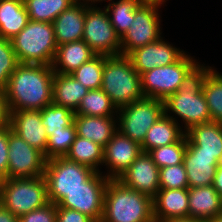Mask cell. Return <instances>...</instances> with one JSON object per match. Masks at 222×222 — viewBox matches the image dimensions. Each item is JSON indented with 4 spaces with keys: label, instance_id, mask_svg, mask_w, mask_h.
<instances>
[{
    "label": "cell",
    "instance_id": "obj_6",
    "mask_svg": "<svg viewBox=\"0 0 222 222\" xmlns=\"http://www.w3.org/2000/svg\"><path fill=\"white\" fill-rule=\"evenodd\" d=\"M2 206L20 218L49 203L44 176L36 178H5L1 183Z\"/></svg>",
    "mask_w": 222,
    "mask_h": 222
},
{
    "label": "cell",
    "instance_id": "obj_29",
    "mask_svg": "<svg viewBox=\"0 0 222 222\" xmlns=\"http://www.w3.org/2000/svg\"><path fill=\"white\" fill-rule=\"evenodd\" d=\"M78 0H23L29 20L53 23Z\"/></svg>",
    "mask_w": 222,
    "mask_h": 222
},
{
    "label": "cell",
    "instance_id": "obj_14",
    "mask_svg": "<svg viewBox=\"0 0 222 222\" xmlns=\"http://www.w3.org/2000/svg\"><path fill=\"white\" fill-rule=\"evenodd\" d=\"M118 180L126 187L150 196L152 199L160 189L159 168L147 152H141Z\"/></svg>",
    "mask_w": 222,
    "mask_h": 222
},
{
    "label": "cell",
    "instance_id": "obj_8",
    "mask_svg": "<svg viewBox=\"0 0 222 222\" xmlns=\"http://www.w3.org/2000/svg\"><path fill=\"white\" fill-rule=\"evenodd\" d=\"M117 111L119 126L117 130L132 141L142 145L147 131L165 113L164 101L144 97L134 101Z\"/></svg>",
    "mask_w": 222,
    "mask_h": 222
},
{
    "label": "cell",
    "instance_id": "obj_47",
    "mask_svg": "<svg viewBox=\"0 0 222 222\" xmlns=\"http://www.w3.org/2000/svg\"><path fill=\"white\" fill-rule=\"evenodd\" d=\"M207 222H222V213Z\"/></svg>",
    "mask_w": 222,
    "mask_h": 222
},
{
    "label": "cell",
    "instance_id": "obj_21",
    "mask_svg": "<svg viewBox=\"0 0 222 222\" xmlns=\"http://www.w3.org/2000/svg\"><path fill=\"white\" fill-rule=\"evenodd\" d=\"M186 148H199V153L215 155L222 163V124L216 121L202 123L184 131Z\"/></svg>",
    "mask_w": 222,
    "mask_h": 222
},
{
    "label": "cell",
    "instance_id": "obj_28",
    "mask_svg": "<svg viewBox=\"0 0 222 222\" xmlns=\"http://www.w3.org/2000/svg\"><path fill=\"white\" fill-rule=\"evenodd\" d=\"M65 157L68 160L87 166L95 172H100L98 165L103 163L104 148L89 139L76 136Z\"/></svg>",
    "mask_w": 222,
    "mask_h": 222
},
{
    "label": "cell",
    "instance_id": "obj_7",
    "mask_svg": "<svg viewBox=\"0 0 222 222\" xmlns=\"http://www.w3.org/2000/svg\"><path fill=\"white\" fill-rule=\"evenodd\" d=\"M94 172L91 168L66 157L47 160L44 177L47 182L49 202L57 205L68 192L82 187Z\"/></svg>",
    "mask_w": 222,
    "mask_h": 222
},
{
    "label": "cell",
    "instance_id": "obj_25",
    "mask_svg": "<svg viewBox=\"0 0 222 222\" xmlns=\"http://www.w3.org/2000/svg\"><path fill=\"white\" fill-rule=\"evenodd\" d=\"M89 89L82 86L71 74L55 73L53 77L52 103L75 112Z\"/></svg>",
    "mask_w": 222,
    "mask_h": 222
},
{
    "label": "cell",
    "instance_id": "obj_48",
    "mask_svg": "<svg viewBox=\"0 0 222 222\" xmlns=\"http://www.w3.org/2000/svg\"><path fill=\"white\" fill-rule=\"evenodd\" d=\"M82 1L87 4L88 1H91V2L95 3V1L97 2V1H102V0H82ZM108 1H112V0H108Z\"/></svg>",
    "mask_w": 222,
    "mask_h": 222
},
{
    "label": "cell",
    "instance_id": "obj_22",
    "mask_svg": "<svg viewBox=\"0 0 222 222\" xmlns=\"http://www.w3.org/2000/svg\"><path fill=\"white\" fill-rule=\"evenodd\" d=\"M188 217L209 221L222 213V196L210 186L188 188Z\"/></svg>",
    "mask_w": 222,
    "mask_h": 222
},
{
    "label": "cell",
    "instance_id": "obj_26",
    "mask_svg": "<svg viewBox=\"0 0 222 222\" xmlns=\"http://www.w3.org/2000/svg\"><path fill=\"white\" fill-rule=\"evenodd\" d=\"M176 119L168 114H163L147 131L145 140L141 145L142 152L170 145L177 142L185 133Z\"/></svg>",
    "mask_w": 222,
    "mask_h": 222
},
{
    "label": "cell",
    "instance_id": "obj_31",
    "mask_svg": "<svg viewBox=\"0 0 222 222\" xmlns=\"http://www.w3.org/2000/svg\"><path fill=\"white\" fill-rule=\"evenodd\" d=\"M139 6L140 4L138 3V0H119L116 3H109L105 8L108 12L111 24L120 38L131 26V23L134 20L135 11Z\"/></svg>",
    "mask_w": 222,
    "mask_h": 222
},
{
    "label": "cell",
    "instance_id": "obj_9",
    "mask_svg": "<svg viewBox=\"0 0 222 222\" xmlns=\"http://www.w3.org/2000/svg\"><path fill=\"white\" fill-rule=\"evenodd\" d=\"M190 55L184 54L177 62L141 74L144 97L165 101L181 87L182 79L195 65Z\"/></svg>",
    "mask_w": 222,
    "mask_h": 222
},
{
    "label": "cell",
    "instance_id": "obj_18",
    "mask_svg": "<svg viewBox=\"0 0 222 222\" xmlns=\"http://www.w3.org/2000/svg\"><path fill=\"white\" fill-rule=\"evenodd\" d=\"M183 163L189 188L213 185L217 167L221 164L215 155L199 153V148H186Z\"/></svg>",
    "mask_w": 222,
    "mask_h": 222
},
{
    "label": "cell",
    "instance_id": "obj_3",
    "mask_svg": "<svg viewBox=\"0 0 222 222\" xmlns=\"http://www.w3.org/2000/svg\"><path fill=\"white\" fill-rule=\"evenodd\" d=\"M100 222H155L153 199L126 187L118 179H109Z\"/></svg>",
    "mask_w": 222,
    "mask_h": 222
},
{
    "label": "cell",
    "instance_id": "obj_35",
    "mask_svg": "<svg viewBox=\"0 0 222 222\" xmlns=\"http://www.w3.org/2000/svg\"><path fill=\"white\" fill-rule=\"evenodd\" d=\"M187 146L184 134L177 142L150 150L148 153L158 168L182 164Z\"/></svg>",
    "mask_w": 222,
    "mask_h": 222
},
{
    "label": "cell",
    "instance_id": "obj_41",
    "mask_svg": "<svg viewBox=\"0 0 222 222\" xmlns=\"http://www.w3.org/2000/svg\"><path fill=\"white\" fill-rule=\"evenodd\" d=\"M56 222H94L90 217L77 210L56 207Z\"/></svg>",
    "mask_w": 222,
    "mask_h": 222
},
{
    "label": "cell",
    "instance_id": "obj_19",
    "mask_svg": "<svg viewBox=\"0 0 222 222\" xmlns=\"http://www.w3.org/2000/svg\"><path fill=\"white\" fill-rule=\"evenodd\" d=\"M83 4L78 0L53 21L52 24L57 45L81 41L83 39L86 10L89 5H86V3Z\"/></svg>",
    "mask_w": 222,
    "mask_h": 222
},
{
    "label": "cell",
    "instance_id": "obj_15",
    "mask_svg": "<svg viewBox=\"0 0 222 222\" xmlns=\"http://www.w3.org/2000/svg\"><path fill=\"white\" fill-rule=\"evenodd\" d=\"M141 145L129 137L116 131L104 147L103 164L110 167L105 176L108 179H118L141 154ZM111 172V173H110Z\"/></svg>",
    "mask_w": 222,
    "mask_h": 222
},
{
    "label": "cell",
    "instance_id": "obj_45",
    "mask_svg": "<svg viewBox=\"0 0 222 222\" xmlns=\"http://www.w3.org/2000/svg\"><path fill=\"white\" fill-rule=\"evenodd\" d=\"M165 0H138V3L140 5H145V6H155L160 8L159 6L164 3Z\"/></svg>",
    "mask_w": 222,
    "mask_h": 222
},
{
    "label": "cell",
    "instance_id": "obj_4",
    "mask_svg": "<svg viewBox=\"0 0 222 222\" xmlns=\"http://www.w3.org/2000/svg\"><path fill=\"white\" fill-rule=\"evenodd\" d=\"M101 89L117 109L144 98L141 75L127 55L106 56Z\"/></svg>",
    "mask_w": 222,
    "mask_h": 222
},
{
    "label": "cell",
    "instance_id": "obj_43",
    "mask_svg": "<svg viewBox=\"0 0 222 222\" xmlns=\"http://www.w3.org/2000/svg\"><path fill=\"white\" fill-rule=\"evenodd\" d=\"M213 187L222 196V163L218 165L213 179Z\"/></svg>",
    "mask_w": 222,
    "mask_h": 222
},
{
    "label": "cell",
    "instance_id": "obj_33",
    "mask_svg": "<svg viewBox=\"0 0 222 222\" xmlns=\"http://www.w3.org/2000/svg\"><path fill=\"white\" fill-rule=\"evenodd\" d=\"M212 121L222 124V75L212 70L203 85Z\"/></svg>",
    "mask_w": 222,
    "mask_h": 222
},
{
    "label": "cell",
    "instance_id": "obj_24",
    "mask_svg": "<svg viewBox=\"0 0 222 222\" xmlns=\"http://www.w3.org/2000/svg\"><path fill=\"white\" fill-rule=\"evenodd\" d=\"M96 55L83 40L64 43L57 47L52 69L54 73L71 74Z\"/></svg>",
    "mask_w": 222,
    "mask_h": 222
},
{
    "label": "cell",
    "instance_id": "obj_20",
    "mask_svg": "<svg viewBox=\"0 0 222 222\" xmlns=\"http://www.w3.org/2000/svg\"><path fill=\"white\" fill-rule=\"evenodd\" d=\"M188 214V188L159 189L153 198V217L155 222L186 218Z\"/></svg>",
    "mask_w": 222,
    "mask_h": 222
},
{
    "label": "cell",
    "instance_id": "obj_27",
    "mask_svg": "<svg viewBox=\"0 0 222 222\" xmlns=\"http://www.w3.org/2000/svg\"><path fill=\"white\" fill-rule=\"evenodd\" d=\"M29 22L23 0H0V36L11 40Z\"/></svg>",
    "mask_w": 222,
    "mask_h": 222
},
{
    "label": "cell",
    "instance_id": "obj_50",
    "mask_svg": "<svg viewBox=\"0 0 222 222\" xmlns=\"http://www.w3.org/2000/svg\"><path fill=\"white\" fill-rule=\"evenodd\" d=\"M2 207V199H1V195H0V208Z\"/></svg>",
    "mask_w": 222,
    "mask_h": 222
},
{
    "label": "cell",
    "instance_id": "obj_16",
    "mask_svg": "<svg viewBox=\"0 0 222 222\" xmlns=\"http://www.w3.org/2000/svg\"><path fill=\"white\" fill-rule=\"evenodd\" d=\"M184 54V51H180L160 38L154 43L134 49L127 56L131 59L135 70L141 75L155 67H163L175 63Z\"/></svg>",
    "mask_w": 222,
    "mask_h": 222
},
{
    "label": "cell",
    "instance_id": "obj_36",
    "mask_svg": "<svg viewBox=\"0 0 222 222\" xmlns=\"http://www.w3.org/2000/svg\"><path fill=\"white\" fill-rule=\"evenodd\" d=\"M41 116L46 131H58L74 122L75 112L51 103L41 110Z\"/></svg>",
    "mask_w": 222,
    "mask_h": 222
},
{
    "label": "cell",
    "instance_id": "obj_39",
    "mask_svg": "<svg viewBox=\"0 0 222 222\" xmlns=\"http://www.w3.org/2000/svg\"><path fill=\"white\" fill-rule=\"evenodd\" d=\"M19 222H56V204L49 202L41 208L28 212L19 218Z\"/></svg>",
    "mask_w": 222,
    "mask_h": 222
},
{
    "label": "cell",
    "instance_id": "obj_46",
    "mask_svg": "<svg viewBox=\"0 0 222 222\" xmlns=\"http://www.w3.org/2000/svg\"><path fill=\"white\" fill-rule=\"evenodd\" d=\"M165 222H205V221L196 220V219H193L190 217H186V218H174V219L167 220Z\"/></svg>",
    "mask_w": 222,
    "mask_h": 222
},
{
    "label": "cell",
    "instance_id": "obj_32",
    "mask_svg": "<svg viewBox=\"0 0 222 222\" xmlns=\"http://www.w3.org/2000/svg\"><path fill=\"white\" fill-rule=\"evenodd\" d=\"M46 134L48 138L44 156L47 160L65 157L77 136L74 122L70 126L58 131H46Z\"/></svg>",
    "mask_w": 222,
    "mask_h": 222
},
{
    "label": "cell",
    "instance_id": "obj_2",
    "mask_svg": "<svg viewBox=\"0 0 222 222\" xmlns=\"http://www.w3.org/2000/svg\"><path fill=\"white\" fill-rule=\"evenodd\" d=\"M196 64L182 79L181 87L164 101L165 114L173 112L182 118L185 129L211 122L210 111L203 93V85L211 67Z\"/></svg>",
    "mask_w": 222,
    "mask_h": 222
},
{
    "label": "cell",
    "instance_id": "obj_11",
    "mask_svg": "<svg viewBox=\"0 0 222 222\" xmlns=\"http://www.w3.org/2000/svg\"><path fill=\"white\" fill-rule=\"evenodd\" d=\"M109 179L100 172H94L83 186L67 193L56 207L77 210L94 222L103 216L104 193Z\"/></svg>",
    "mask_w": 222,
    "mask_h": 222
},
{
    "label": "cell",
    "instance_id": "obj_5",
    "mask_svg": "<svg viewBox=\"0 0 222 222\" xmlns=\"http://www.w3.org/2000/svg\"><path fill=\"white\" fill-rule=\"evenodd\" d=\"M11 43L22 64L52 65L58 47L53 24L32 20L11 39Z\"/></svg>",
    "mask_w": 222,
    "mask_h": 222
},
{
    "label": "cell",
    "instance_id": "obj_42",
    "mask_svg": "<svg viewBox=\"0 0 222 222\" xmlns=\"http://www.w3.org/2000/svg\"><path fill=\"white\" fill-rule=\"evenodd\" d=\"M10 112L5 98V93L0 91V128L9 125Z\"/></svg>",
    "mask_w": 222,
    "mask_h": 222
},
{
    "label": "cell",
    "instance_id": "obj_49",
    "mask_svg": "<svg viewBox=\"0 0 222 222\" xmlns=\"http://www.w3.org/2000/svg\"><path fill=\"white\" fill-rule=\"evenodd\" d=\"M1 183H2V179L0 178V195H1Z\"/></svg>",
    "mask_w": 222,
    "mask_h": 222
},
{
    "label": "cell",
    "instance_id": "obj_13",
    "mask_svg": "<svg viewBox=\"0 0 222 222\" xmlns=\"http://www.w3.org/2000/svg\"><path fill=\"white\" fill-rule=\"evenodd\" d=\"M159 22L158 7L140 5L131 26L121 37V55H128L134 49L162 38Z\"/></svg>",
    "mask_w": 222,
    "mask_h": 222
},
{
    "label": "cell",
    "instance_id": "obj_23",
    "mask_svg": "<svg viewBox=\"0 0 222 222\" xmlns=\"http://www.w3.org/2000/svg\"><path fill=\"white\" fill-rule=\"evenodd\" d=\"M114 116H86L75 114L74 124L77 136L91 140L103 148L117 131Z\"/></svg>",
    "mask_w": 222,
    "mask_h": 222
},
{
    "label": "cell",
    "instance_id": "obj_10",
    "mask_svg": "<svg viewBox=\"0 0 222 222\" xmlns=\"http://www.w3.org/2000/svg\"><path fill=\"white\" fill-rule=\"evenodd\" d=\"M97 55H121V38L106 9L88 6L82 39Z\"/></svg>",
    "mask_w": 222,
    "mask_h": 222
},
{
    "label": "cell",
    "instance_id": "obj_44",
    "mask_svg": "<svg viewBox=\"0 0 222 222\" xmlns=\"http://www.w3.org/2000/svg\"><path fill=\"white\" fill-rule=\"evenodd\" d=\"M0 222H19V218L2 206L0 208Z\"/></svg>",
    "mask_w": 222,
    "mask_h": 222
},
{
    "label": "cell",
    "instance_id": "obj_17",
    "mask_svg": "<svg viewBox=\"0 0 222 222\" xmlns=\"http://www.w3.org/2000/svg\"><path fill=\"white\" fill-rule=\"evenodd\" d=\"M9 112V125L12 131L30 146L45 153L48 137L45 126L41 122V110H15Z\"/></svg>",
    "mask_w": 222,
    "mask_h": 222
},
{
    "label": "cell",
    "instance_id": "obj_34",
    "mask_svg": "<svg viewBox=\"0 0 222 222\" xmlns=\"http://www.w3.org/2000/svg\"><path fill=\"white\" fill-rule=\"evenodd\" d=\"M105 60L106 55H96L88 62L83 63L71 75L89 90L100 89Z\"/></svg>",
    "mask_w": 222,
    "mask_h": 222
},
{
    "label": "cell",
    "instance_id": "obj_1",
    "mask_svg": "<svg viewBox=\"0 0 222 222\" xmlns=\"http://www.w3.org/2000/svg\"><path fill=\"white\" fill-rule=\"evenodd\" d=\"M54 74L52 65L20 63L4 90L9 111L42 110L51 104Z\"/></svg>",
    "mask_w": 222,
    "mask_h": 222
},
{
    "label": "cell",
    "instance_id": "obj_38",
    "mask_svg": "<svg viewBox=\"0 0 222 222\" xmlns=\"http://www.w3.org/2000/svg\"><path fill=\"white\" fill-rule=\"evenodd\" d=\"M160 189L189 188L184 163L159 169Z\"/></svg>",
    "mask_w": 222,
    "mask_h": 222
},
{
    "label": "cell",
    "instance_id": "obj_12",
    "mask_svg": "<svg viewBox=\"0 0 222 222\" xmlns=\"http://www.w3.org/2000/svg\"><path fill=\"white\" fill-rule=\"evenodd\" d=\"M7 178L44 176L47 159L44 153L30 146L9 125Z\"/></svg>",
    "mask_w": 222,
    "mask_h": 222
},
{
    "label": "cell",
    "instance_id": "obj_37",
    "mask_svg": "<svg viewBox=\"0 0 222 222\" xmlns=\"http://www.w3.org/2000/svg\"><path fill=\"white\" fill-rule=\"evenodd\" d=\"M19 64L11 40L0 36V91L4 92L11 74Z\"/></svg>",
    "mask_w": 222,
    "mask_h": 222
},
{
    "label": "cell",
    "instance_id": "obj_30",
    "mask_svg": "<svg viewBox=\"0 0 222 222\" xmlns=\"http://www.w3.org/2000/svg\"><path fill=\"white\" fill-rule=\"evenodd\" d=\"M118 110L110 97L100 88L92 89L82 98L75 114L110 117Z\"/></svg>",
    "mask_w": 222,
    "mask_h": 222
},
{
    "label": "cell",
    "instance_id": "obj_40",
    "mask_svg": "<svg viewBox=\"0 0 222 222\" xmlns=\"http://www.w3.org/2000/svg\"><path fill=\"white\" fill-rule=\"evenodd\" d=\"M9 125L0 128V178H7Z\"/></svg>",
    "mask_w": 222,
    "mask_h": 222
}]
</instances>
